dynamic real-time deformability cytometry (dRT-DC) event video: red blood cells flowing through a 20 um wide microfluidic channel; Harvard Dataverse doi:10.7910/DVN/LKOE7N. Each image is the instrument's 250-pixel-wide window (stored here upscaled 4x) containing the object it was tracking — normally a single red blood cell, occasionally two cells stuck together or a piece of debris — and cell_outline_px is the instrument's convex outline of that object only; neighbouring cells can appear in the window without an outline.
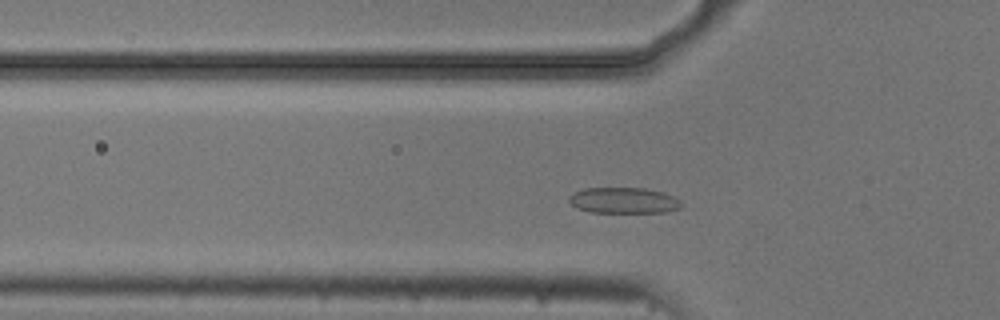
{"species": "common noctule bat (a hibernating species)", "species_latin": "Nyctalus noctula", "temperature_condition": "cold", "stored_images_in_passage": 48, "camera_frame_rate_fps": 3000, "um_per_image_px": 0.085, "animal": {"sex": "male", "body_mass_g": 20.5, "forearm_length_mm": 52.5}, "frame": {"image": 1, "passage_image": 11, "time_ms": 3.333, "image_size_px": [1000, 320], "cell_outline_px": [[684, 204], [680, 208], [664, 212], [588, 212], [576, 208], [568, 200], [568, 196], [584, 188], [644, 188], [664, 192], [680, 200]], "centroid_in_image_um": [53.02, 17.04], "position_along_channel_um": 72.8, "area_um2": 16.99}}
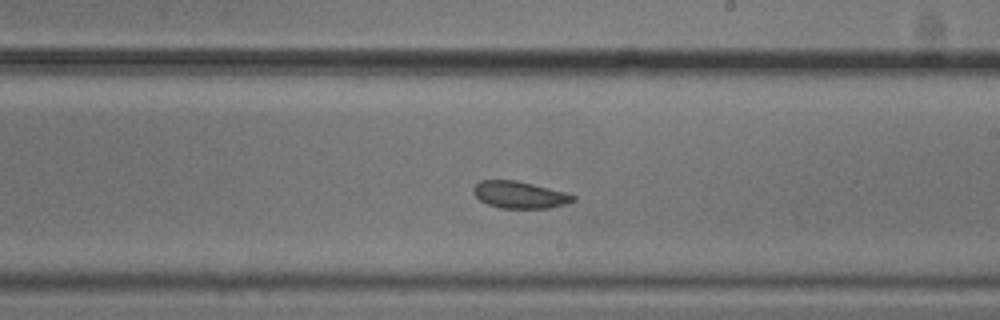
{"frame": {"image": 2, "passage_image": 25, "time_ms": 8.0, "image_size_px": [1000, 320], "cell_outline_px": [[576, 200], [564, 204], [548, 208], [500, 208], [488, 204], [480, 200], [472, 192], [472, 188], [480, 180], [516, 180], [564, 192], [576, 196]], "centroid_in_image_um": [44.14, 16.56], "position_along_channel_um": 244.9, "area_um2": 15.55}}
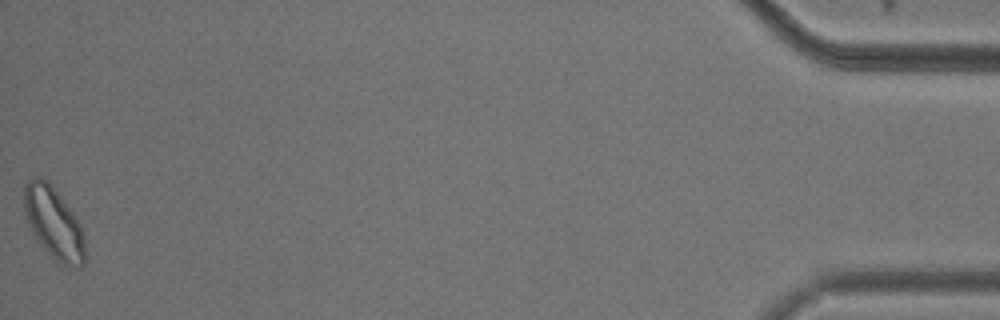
{"frame": {"image": 3, "passage_image": 48, "time_ms": 15.667, "image_size_px": [1000, 320], "cell_outline_px": [[84, 264], [80, 268], [76, 268], [64, 264], [56, 260], [32, 236], [24, 216], [24, 184], [32, 176], [40, 176], [60, 196], [76, 216], [84, 232]], "centroid_in_image_um": [4.54, 18.96], "position_along_channel_um": 430.7, "area_um2": 25.49}}